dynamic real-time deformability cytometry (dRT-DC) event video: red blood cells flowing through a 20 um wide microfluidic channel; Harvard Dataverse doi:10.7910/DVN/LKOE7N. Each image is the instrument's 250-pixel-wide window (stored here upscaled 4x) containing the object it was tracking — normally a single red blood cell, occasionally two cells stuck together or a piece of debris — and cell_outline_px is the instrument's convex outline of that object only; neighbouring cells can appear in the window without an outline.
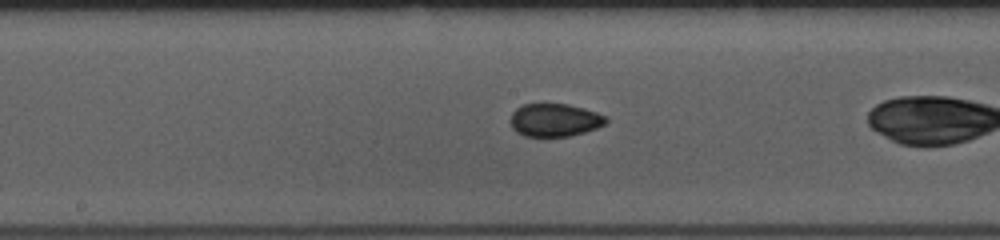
{"species": "common noctule bat (a hibernating species)", "species_latin": "Nyctalus noctula", "temperature_condition": "room temperature", "stored_images_in_passage": 38, "camera_frame_rate_fps": 3000, "um_per_image_px": 0.085, "animal": {"sex": "female", "body_mass_g": 10.0, "forearm_length_mm": 53.1}, "frame": {"image": 1, "passage_image": 24, "time_ms": 7.667, "image_size_px": [1000, 240], "cell_outline_px": [[608, 120], [604, 124], [596, 128], [584, 132], [568, 136], [524, 136], [516, 132], [512, 128], [512, 112], [516, 108], [524, 104], [568, 104], [584, 108], [608, 116]], "centroid_in_image_um": [47.16, 10.2], "position_along_channel_um": 201.0, "area_um2": 18.26}}
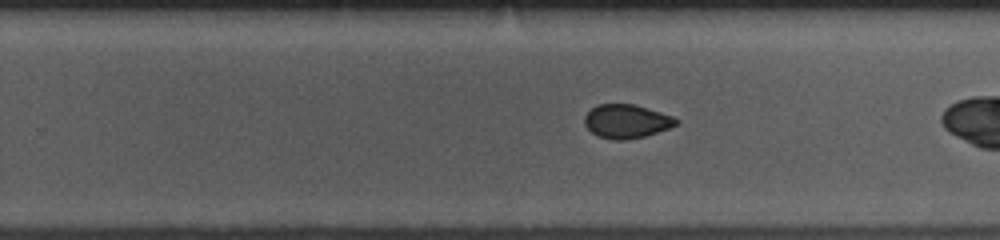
{"frame": {"image": 2, "passage_image": 30, "time_ms": 9.667, "image_size_px": [1000, 240], "cell_outline_px": [[680, 124], [644, 136], [624, 140], [612, 140], [596, 136], [584, 124], [584, 116], [596, 104], [632, 104], [660, 112], [672, 116], [680, 120]], "centroid_in_image_um": [53.24, 10.31], "position_along_channel_um": 276.6, "area_um2": 17.98}}
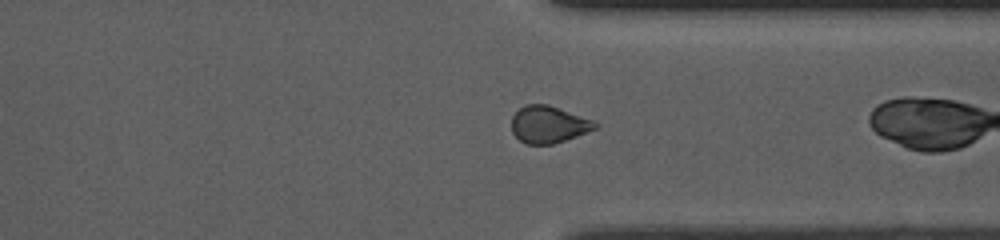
{"frame": {"image": 3, "passage_image": 37, "time_ms": 12.0, "image_size_px": [1000, 240], "cell_outline_px": [[600, 124], [596, 128], [576, 136], [552, 144], [528, 144], [520, 140], [512, 132], [512, 116], [524, 104], [548, 104], [592, 120]], "centroid_in_image_um": [46.61, 10.57], "position_along_channel_um": 364.8, "area_um2": 17.8}}